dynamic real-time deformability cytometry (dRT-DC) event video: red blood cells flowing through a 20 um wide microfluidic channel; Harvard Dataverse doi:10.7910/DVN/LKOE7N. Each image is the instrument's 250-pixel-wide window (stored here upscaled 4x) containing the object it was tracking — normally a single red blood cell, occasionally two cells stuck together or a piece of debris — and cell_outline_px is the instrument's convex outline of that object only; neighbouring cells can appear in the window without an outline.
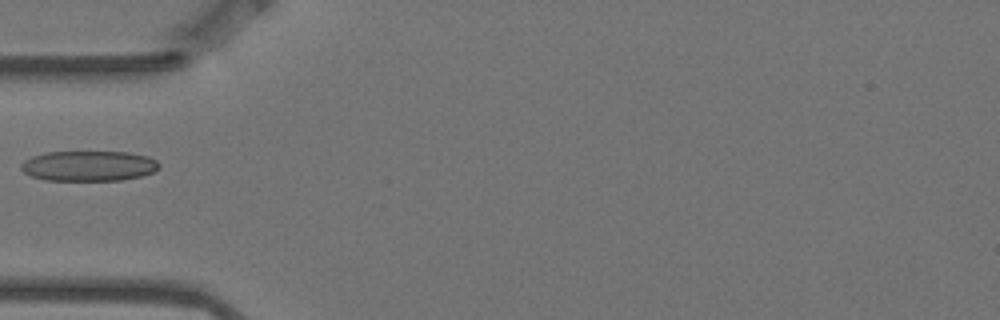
{"species": "Egyptian fruit bat (a non-hibernating species)", "species_latin": "Rousettus aegyptiacus", "temperature_condition": "warm", "stored_images_in_passage": 15, "camera_frame_rate_fps": 3000, "um_per_image_px": 0.085, "animal": {"sex": "female"}, "frame": {"image": 1, "passage_image": 5, "time_ms": 1.333, "image_size_px": [1000, 320], "cell_outline_px": [[160, 164], [152, 172], [140, 176], [120, 180], [44, 180], [32, 176], [24, 172], [20, 168], [20, 164], [24, 160], [32, 156], [48, 152], [128, 152], [148, 156], [156, 160]], "centroid_in_image_um": [7.51, 14.1], "position_along_channel_um": 77.5, "area_um2": 24.22}}
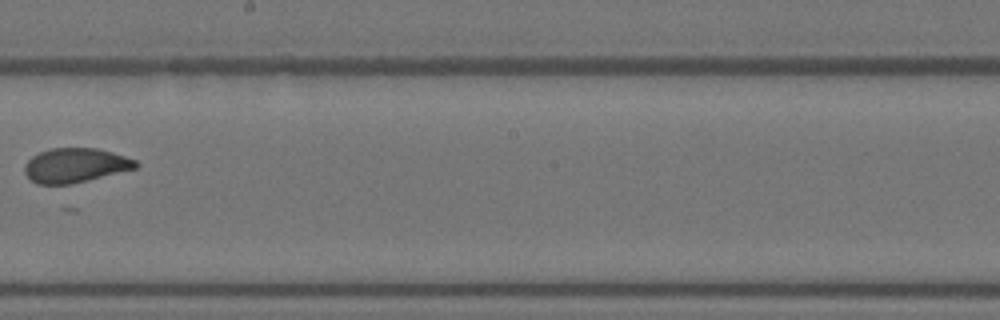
{"frame": {"image": 2, "passage_image": 9, "time_ms": 2.667, "image_size_px": [1000, 320], "cell_outline_px": [[140, 164], [136, 168], [72, 184], [36, 184], [24, 172], [24, 164], [32, 156], [40, 152], [52, 148], [96, 148], [112, 152], [136, 160]], "centroid_in_image_um": [6.39, 14.05], "position_along_channel_um": 241.8, "area_um2": 22.2}}
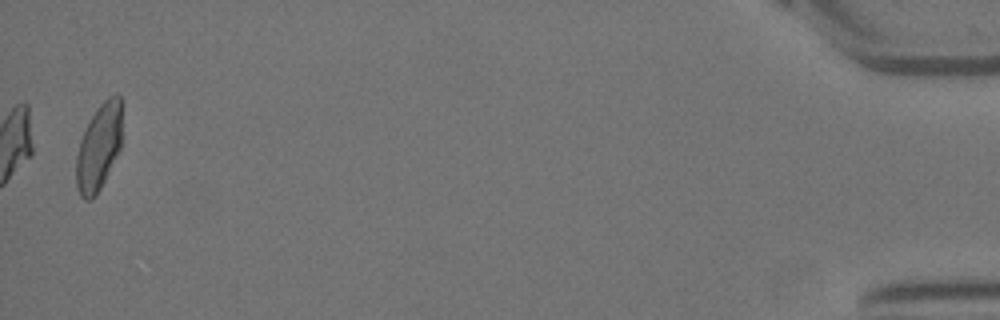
{"frame": {"image": 3, "passage_image": 15, "time_ms": 4.667, "image_size_px": [1000, 320], "cell_outline_px": [[120, 148], [96, 196], [92, 200], [84, 200], [80, 196], [76, 188], [76, 156], [80, 140], [96, 108], [108, 96], [120, 96]], "centroid_in_image_um": [8.36, 12.57], "position_along_channel_um": 426.8, "area_um2": 22.6}}